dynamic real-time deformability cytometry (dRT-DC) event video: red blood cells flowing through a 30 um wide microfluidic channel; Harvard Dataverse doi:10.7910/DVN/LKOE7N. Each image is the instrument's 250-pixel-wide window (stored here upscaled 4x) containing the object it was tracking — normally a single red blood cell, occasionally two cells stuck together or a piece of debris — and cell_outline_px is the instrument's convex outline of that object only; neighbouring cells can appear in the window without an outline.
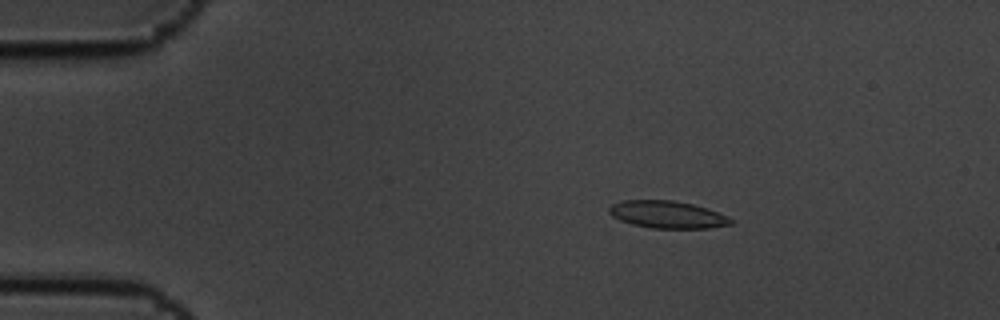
{"species": "common noctule bat (a hibernating species)", "species_latin": "Nyctalus noctula", "temperature_condition": "cold", "stored_images_in_passage": 5, "camera_frame_rate_fps": 3000, "um_per_image_px": 0.085, "animal": {"sex": "male", "body_mass_g": 19.5, "forearm_length_mm": 54.6}, "frame": {"image": 1, "passage_image": 3, "time_ms": 0.667, "image_size_px": [1000, 320], "cell_outline_px": [[732, 224], [708, 228], [652, 228], [632, 224], [620, 220], [612, 216], [608, 212], [608, 208], [612, 204], [624, 200], [672, 200], [692, 204], [728, 216], [732, 220]], "centroid_in_image_um": [56.68, 18.24], "position_along_channel_um": 28.3, "area_um2": 19.19}}